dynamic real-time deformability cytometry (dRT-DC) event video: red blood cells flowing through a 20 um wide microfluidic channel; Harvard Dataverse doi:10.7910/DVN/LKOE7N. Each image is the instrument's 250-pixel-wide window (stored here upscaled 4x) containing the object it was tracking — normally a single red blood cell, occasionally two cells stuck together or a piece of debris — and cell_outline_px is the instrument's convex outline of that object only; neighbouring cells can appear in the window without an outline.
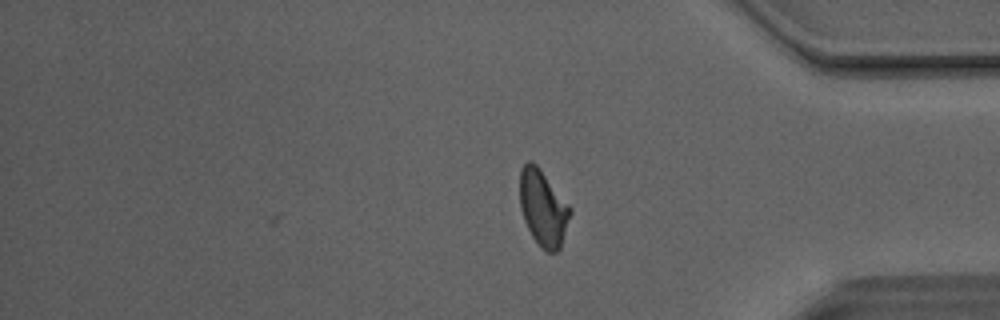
{"species": "Egyptian fruit bat (a non-hibernating species)", "species_latin": "Rousettus aegyptiacus", "temperature_condition": "room temperature", "stored_images_in_passage": 41, "camera_frame_rate_fps": 3000, "um_per_image_px": 0.085, "animal": {"sex": "male"}, "frame": {"image": 1, "passage_image": 41, "time_ms": 13.333, "image_size_px": [1000, 320], "cell_outline_px": [[572, 212], [560, 248], [556, 252], [548, 252], [532, 236], [524, 220], [520, 208], [520, 168], [528, 160], [532, 160], [540, 168], [572, 208]], "centroid_in_image_um": [46.17, 17.64], "position_along_channel_um": 389.0, "area_um2": 22.25}, "authors_computed_cell_mechanics": {"area_um2": 22.253, "velocity_mm_per_s": 4.1145, "shape_relaxation_time_tau1_ms": 4.5484, "shape_relaxation_time_tau2_ms": 1.4457, "deformation_change_tau1": 0.1624, "deformation_change_tau2": 0.0604}}